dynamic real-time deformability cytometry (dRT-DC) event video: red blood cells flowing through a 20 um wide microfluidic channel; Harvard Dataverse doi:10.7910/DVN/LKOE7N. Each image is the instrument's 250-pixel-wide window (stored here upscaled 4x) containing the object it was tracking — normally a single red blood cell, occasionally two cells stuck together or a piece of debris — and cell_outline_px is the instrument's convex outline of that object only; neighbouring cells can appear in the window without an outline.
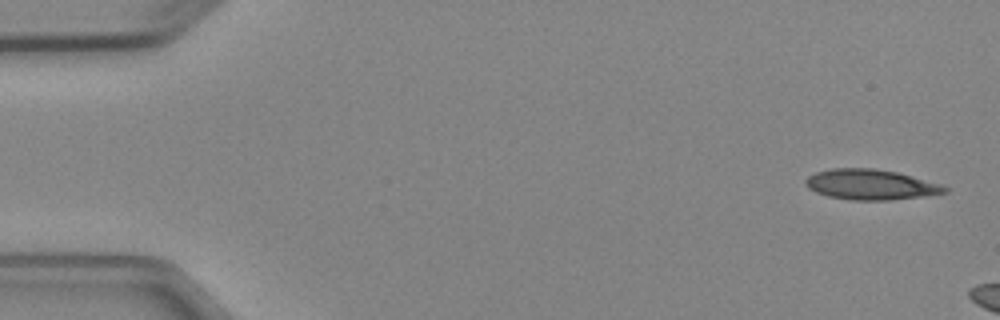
{"species": "Egyptian fruit bat (a non-hibernating species)", "species_latin": "Rousettus aegyptiacus", "temperature_condition": "cold", "stored_images_in_passage": 5, "camera_frame_rate_fps": 3000, "um_per_image_px": 0.085, "animal": {"sex": "female"}, "frame": {"image": 1, "passage_image": 1, "time_ms": 0.0, "image_size_px": [1000, 320], "cell_outline_px": [[948, 192], [924, 196], [888, 200], [848, 200], [828, 196], [816, 192], [808, 188], [804, 184], [804, 180], [808, 176], [816, 172], [832, 168], [876, 168], [896, 172], [944, 184], [948, 188]], "centroid_in_image_um": [74.01, 15.68], "position_along_channel_um": 11.0, "area_um2": 24.8}}